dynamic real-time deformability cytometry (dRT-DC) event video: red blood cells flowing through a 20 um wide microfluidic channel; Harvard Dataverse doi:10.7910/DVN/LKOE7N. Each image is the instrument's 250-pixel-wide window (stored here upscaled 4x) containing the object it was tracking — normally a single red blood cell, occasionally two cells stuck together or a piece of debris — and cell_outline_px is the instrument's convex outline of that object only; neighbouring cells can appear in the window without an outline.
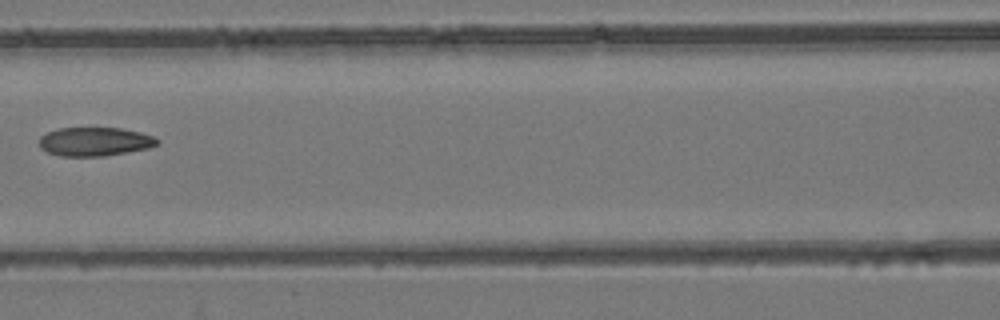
{"species": "common noctule bat (a hibernating species)", "species_latin": "Nyctalus noctula", "temperature_condition": "room temperature", "stored_images_in_passage": 8, "camera_frame_rate_fps": 3000, "um_per_image_px": 0.085, "animal": {"sex": "female", "body_mass_g": 24.6, "forearm_length_mm": 56.2}, "frame": {"image": 1, "passage_image": 7, "time_ms": 6.667, "image_size_px": [1000, 320], "cell_outline_px": [[160, 144], [148, 148], [104, 156], [60, 156], [48, 152], [40, 148], [40, 136], [48, 132], [60, 128], [120, 128], [140, 132], [152, 136], [160, 140]], "centroid_in_image_um": [8.07, 12.04], "position_along_channel_um": 158.5, "area_um2": 19.71}}
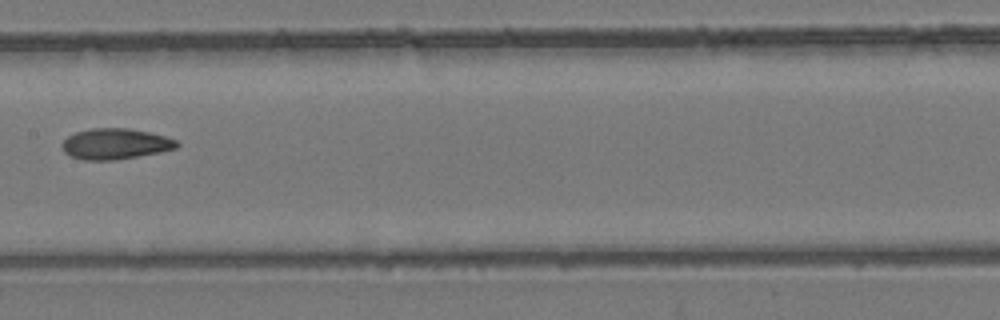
{"frame": {"image": 2, "passage_image": 8, "time_ms": 7.667, "image_size_px": [1000, 320], "cell_outline_px": [[180, 144], [176, 148], [160, 152], [112, 160], [84, 160], [72, 156], [64, 152], [64, 140], [68, 136], [76, 132], [92, 128], [128, 128], [148, 132], [164, 136], [176, 140]], "centroid_in_image_um": [9.82, 12.22], "position_along_channel_um": 197.6, "area_um2": 20.23}}